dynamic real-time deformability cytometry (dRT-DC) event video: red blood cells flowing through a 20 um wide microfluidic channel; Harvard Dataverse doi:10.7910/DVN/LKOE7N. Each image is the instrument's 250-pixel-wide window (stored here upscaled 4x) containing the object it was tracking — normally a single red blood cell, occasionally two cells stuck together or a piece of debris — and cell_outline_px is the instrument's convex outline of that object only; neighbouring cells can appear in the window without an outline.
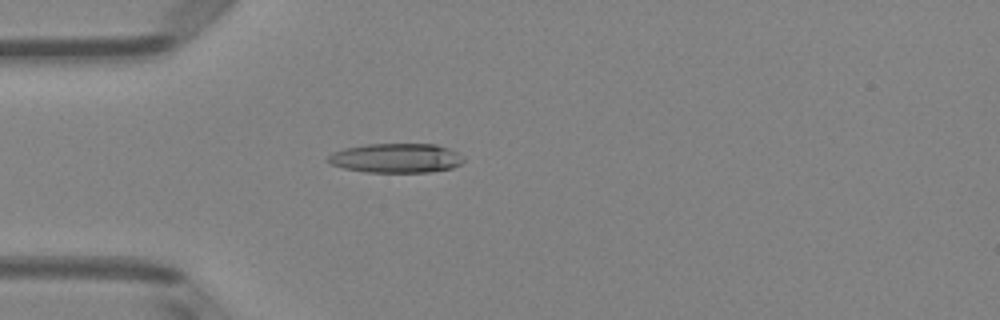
{"species": "Egyptian fruit bat (a non-hibernating species)", "species_latin": "Rousettus aegyptiacus", "temperature_condition": "room temperature", "stored_images_in_passage": 49, "camera_frame_rate_fps": 3000, "um_per_image_px": 0.085, "animal": {"sex": "female"}, "frame": {"image": 1, "passage_image": 13, "time_ms": 4.0, "image_size_px": [1000, 320], "cell_outline_px": [[464, 160], [460, 164], [452, 168], [432, 172], [364, 172], [344, 168], [328, 164], [324, 160], [332, 152], [344, 148], [368, 144], [436, 144], [448, 148], [464, 156]], "centroid_in_image_um": [33.63, 13.44], "position_along_channel_um": 51.4, "area_um2": 23.47}}
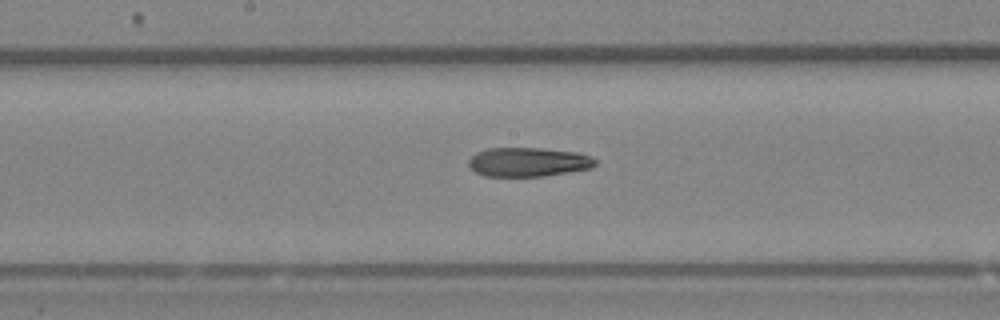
{"frame": {"image": 2, "passage_image": 25, "time_ms": 8.0, "image_size_px": [1000, 320], "cell_outline_px": [[596, 164], [592, 168], [544, 176], [484, 176], [476, 172], [468, 164], [468, 160], [476, 152], [488, 148], [540, 148], [576, 152], [592, 156], [596, 160]], "centroid_in_image_um": [44.91, 13.77], "position_along_channel_um": 203.3, "area_um2": 21.5}}
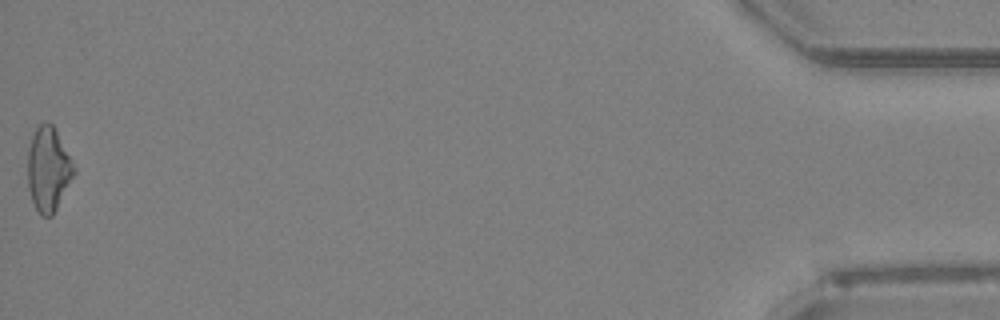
{"frame": {"image": 3, "passage_image": 49, "time_ms": 16.0, "image_size_px": [1000, 320], "cell_outline_px": [[76, 172], [52, 216], [40, 216], [32, 200], [28, 188], [28, 148], [32, 136], [36, 128], [44, 120], [52, 124]], "centroid_in_image_um": [4.08, 14.4], "position_along_channel_um": 431.1, "area_um2": 22.2}, "authors_computed_cell_mechanics": {"area_um2": 22.3686, "velocity_mm_per_s": 4.0553, "shape_relaxation_time_tau1_ms": null, "shape_relaxation_time_tau2_ms": 5.5069, "deformation_change_tau1": null, "deformation_change_tau2": 0.1649}}